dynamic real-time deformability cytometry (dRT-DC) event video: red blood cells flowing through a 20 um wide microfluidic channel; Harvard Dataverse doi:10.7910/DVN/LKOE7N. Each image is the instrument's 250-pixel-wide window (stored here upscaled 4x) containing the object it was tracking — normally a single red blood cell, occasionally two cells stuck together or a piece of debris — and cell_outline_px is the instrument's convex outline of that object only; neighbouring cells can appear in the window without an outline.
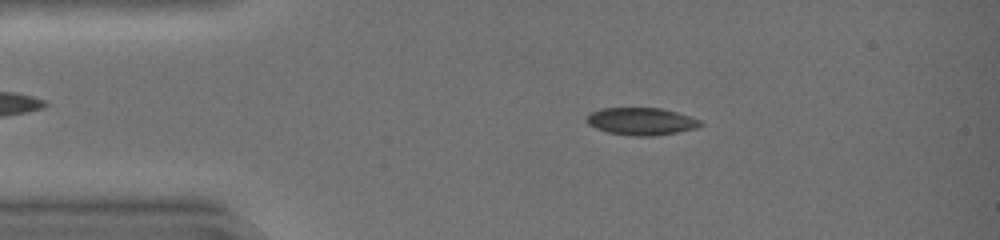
{"species": "common noctule bat (a hibernating species)", "species_latin": "Nyctalus noctula", "temperature_condition": "warm", "stored_images_in_passage": 44, "camera_frame_rate_fps": 3000, "um_per_image_px": 0.085, "animal": {"sex": "female", "body_mass_g": 19.0, "forearm_length_mm": 51.5}, "frame": {"image": 1, "passage_image": 8, "time_ms": 2.333, "image_size_px": [1000, 240], "cell_outline_px": [[704, 124], [696, 128], [676, 132], [652, 136], [632, 136], [608, 132], [596, 128], [588, 124], [584, 120], [592, 112], [600, 108], [660, 108], [676, 112], [700, 120]], "centroid_in_image_um": [54.48, 10.31], "position_along_channel_um": 30.5, "area_um2": 18.03}}
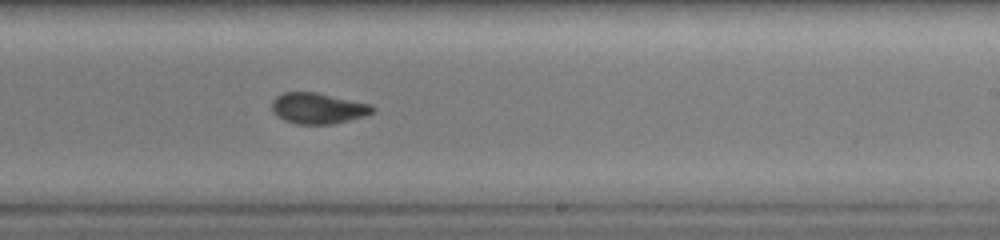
{"frame": {"image": 2, "passage_image": 27, "time_ms": 8.667, "image_size_px": [1000, 240], "cell_outline_px": [[376, 108], [372, 112], [364, 116], [332, 124], [296, 124], [284, 120], [276, 116], [272, 112], [272, 100], [276, 96], [284, 92], [316, 92], [372, 104]], "centroid_in_image_um": [27.01, 9.2], "position_along_channel_um": 262.0, "area_um2": 18.21}}
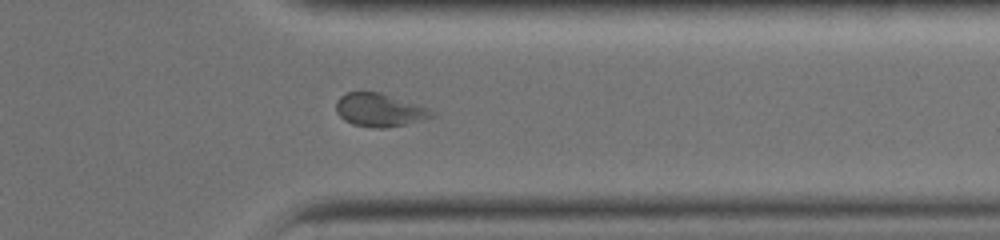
{"frame": {"image": 3, "passage_image": 35, "time_ms": 11.333, "image_size_px": [1000, 240], "cell_outline_px": [[436, 116], [424, 120], [384, 128], [376, 128], [352, 124], [344, 120], [336, 112], [336, 100], [340, 96], [348, 92], [380, 92], [420, 104], [436, 112]], "centroid_in_image_um": [32.29, 9.35], "position_along_channel_um": 379.1, "area_um2": 18.73}}